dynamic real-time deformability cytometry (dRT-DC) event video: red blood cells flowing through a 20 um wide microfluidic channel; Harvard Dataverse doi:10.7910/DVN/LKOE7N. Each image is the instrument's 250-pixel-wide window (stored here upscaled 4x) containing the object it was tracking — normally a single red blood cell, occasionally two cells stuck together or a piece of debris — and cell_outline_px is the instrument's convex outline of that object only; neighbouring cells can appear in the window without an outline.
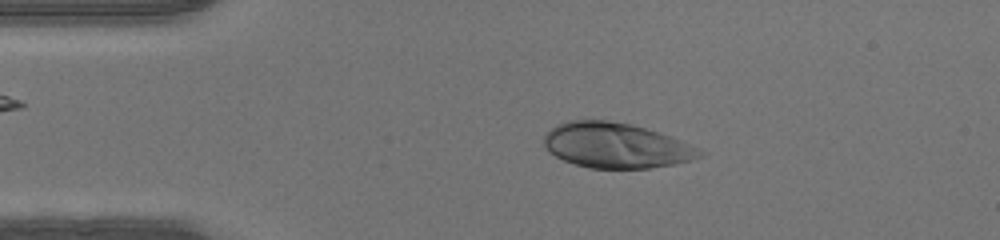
{"species": "human", "species_latin": "Homo sapiens", "temperature_condition": "warm", "stored_images_in_passage": 45, "camera_frame_rate_fps": 3000, "um_per_image_px": 0.085, "donor": {"sex": "male"}, "frame": {"image": 1, "passage_image": 8, "time_ms": 2.333, "image_size_px": [1000, 240], "cell_outline_px": [[708, 152], [704, 156], [692, 160], [676, 164], [648, 168], [588, 168], [564, 160], [548, 152], [544, 144], [544, 136], [556, 124], [568, 120], [604, 120], [632, 124], [680, 140]], "centroid_in_image_um": [52.38, 12.37], "position_along_channel_um": 32.6, "area_um2": 40.98}}
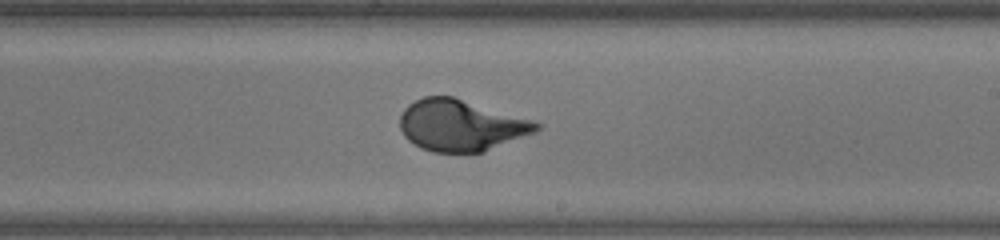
{"frame": {"image": 2, "passage_image": 26, "time_ms": 8.333, "image_size_px": [1000, 240], "cell_outline_px": [[544, 124], [536, 132], [484, 152], [432, 152], [420, 148], [408, 140], [404, 136], [400, 128], [400, 116], [404, 108], [408, 104], [424, 96], [452, 96], [532, 120]], "centroid_in_image_um": [39.17, 10.66], "position_along_channel_um": 249.8, "area_um2": 40.86}}
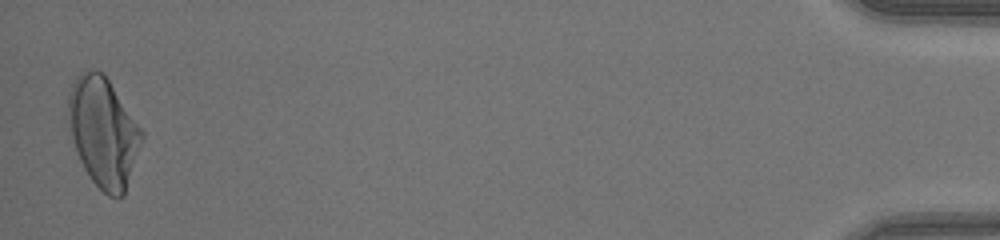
{"frame": {"image": 3, "passage_image": 45, "time_ms": 14.667, "image_size_px": [1000, 240], "cell_outline_px": [[144, 140], [124, 196], [120, 200], [108, 196], [92, 180], [84, 168], [76, 152], [72, 136], [68, 112], [68, 92], [76, 76], [80, 72], [92, 68], [104, 72], [144, 132]], "centroid_in_image_um": [8.82, 11.23], "position_along_channel_um": 426.4, "area_um2": 47.34}}